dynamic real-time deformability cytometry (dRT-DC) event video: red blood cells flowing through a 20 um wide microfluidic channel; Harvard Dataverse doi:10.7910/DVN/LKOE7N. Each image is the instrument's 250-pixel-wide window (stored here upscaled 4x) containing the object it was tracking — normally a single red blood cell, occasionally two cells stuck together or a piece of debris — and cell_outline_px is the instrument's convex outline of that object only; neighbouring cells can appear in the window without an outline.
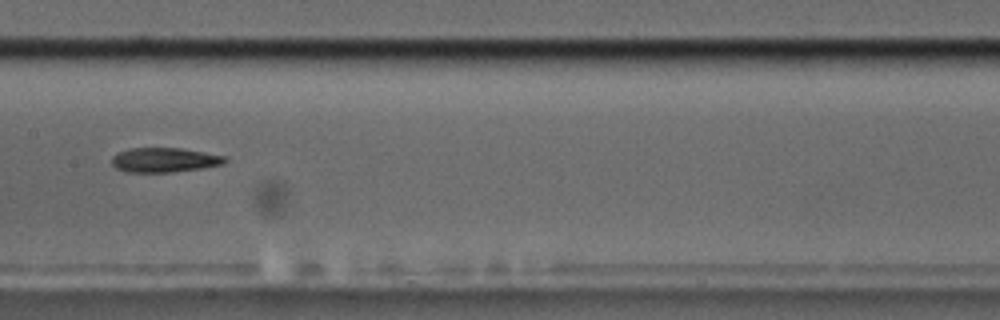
{"species": "common noctule bat (a hibernating species)", "species_latin": "Nyctalus noctula", "temperature_condition": "cold", "stored_images_in_passage": 15, "camera_frame_rate_fps": 3000, "um_per_image_px": 0.085, "animal": {"sex": "male", "body_mass_g": 17.5, "forearm_length_mm": 52.3}, "frame": {"image": 1, "passage_image": 9, "time_ms": 10.0, "image_size_px": [1000, 320], "cell_outline_px": [[228, 160], [224, 164], [200, 168], [172, 172], [124, 172], [116, 168], [112, 164], [112, 156], [116, 152], [128, 148], [180, 148], [228, 156]], "centroid_in_image_um": [13.96, 13.59], "position_along_channel_um": 193.4, "area_um2": 16.36}}